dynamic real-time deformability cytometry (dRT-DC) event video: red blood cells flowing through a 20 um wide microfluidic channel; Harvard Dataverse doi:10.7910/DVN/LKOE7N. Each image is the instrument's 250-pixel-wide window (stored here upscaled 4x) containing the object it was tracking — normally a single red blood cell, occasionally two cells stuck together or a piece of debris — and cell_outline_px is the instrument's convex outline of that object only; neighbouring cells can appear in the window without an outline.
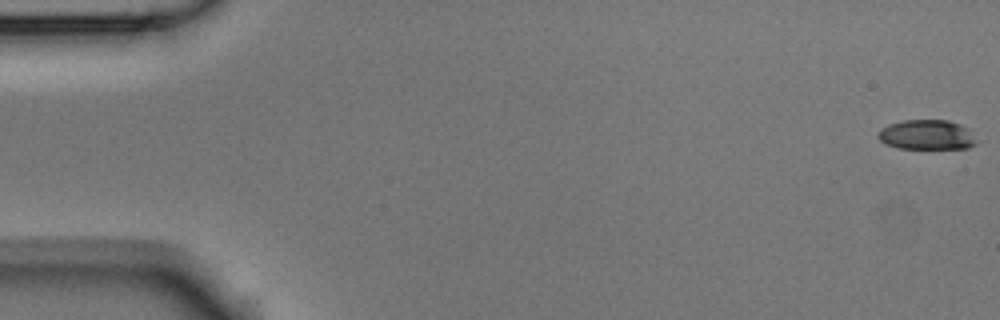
{"species": "Egyptian fruit bat (a non-hibernating species)", "species_latin": "Rousettus aegyptiacus", "temperature_condition": "room temperature", "stored_images_in_passage": 54, "camera_frame_rate_fps": 3000, "um_per_image_px": 0.085, "animal": {"sex": "male"}, "frame": {"image": 1, "passage_image": 1, "time_ms": 0.0, "image_size_px": [1000, 320], "cell_outline_px": [[980, 140], [976, 144], [968, 148], [900, 148], [884, 144], [876, 136], [876, 132], [880, 128], [888, 124], [904, 120], [948, 120], [960, 124], [968, 128]], "centroid_in_image_um": [78.79, 11.45], "position_along_channel_um": 6.2, "area_um2": 17.46}}
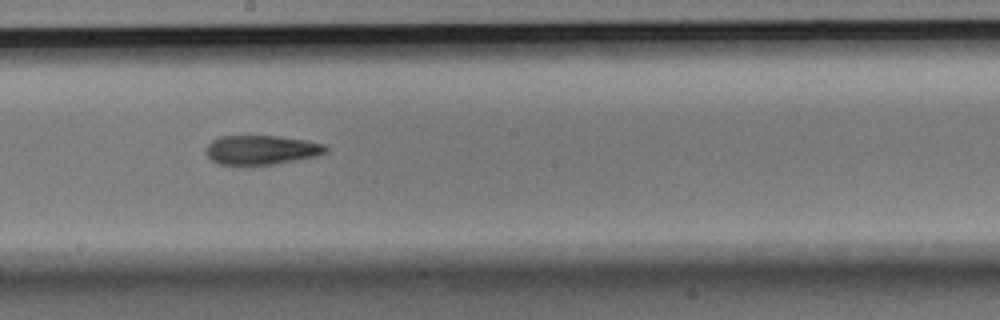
{"frame": {"image": 2, "passage_image": 30, "time_ms": 9.667, "image_size_px": [1000, 320], "cell_outline_px": [[328, 152], [316, 156], [272, 164], [244, 168], [216, 164], [204, 152], [204, 148], [212, 140], [220, 136], [280, 136], [308, 140], [324, 144], [328, 148]], "centroid_in_image_um": [22.15, 12.77], "position_along_channel_um": 226.0, "area_um2": 21.27}}
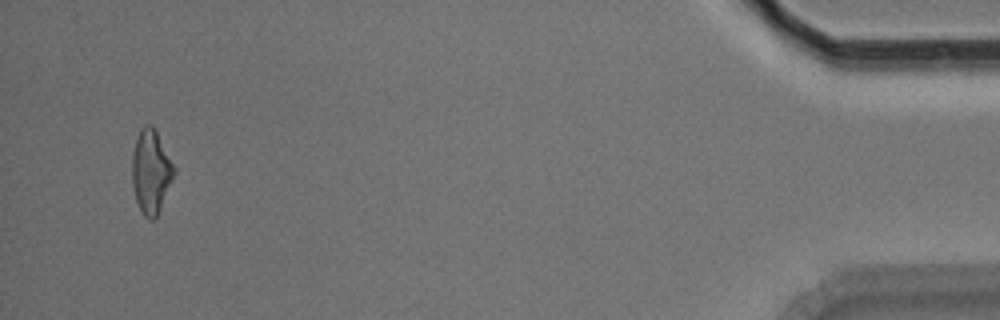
{"frame": {"image": 3, "passage_image": 52, "time_ms": 17.0, "image_size_px": [1000, 320], "cell_outline_px": [[176, 172], [160, 208], [156, 216], [152, 220], [148, 220], [144, 216], [136, 200], [132, 184], [132, 152], [140, 128], [144, 124], [152, 124], [176, 168]], "centroid_in_image_um": [12.83, 14.56], "position_along_channel_um": 422.4, "area_um2": 20.4}, "authors_computed_cell_mechanics": {"area_um2": 20.2878, "velocity_mm_per_s": 3.7725, "shape_relaxation_time_tau1_ms": 5.2471, "shape_relaxation_time_tau2_ms": 3.8013, "deformation_change_tau1": 0.1671, "deformation_change_tau2": 0.1422}}